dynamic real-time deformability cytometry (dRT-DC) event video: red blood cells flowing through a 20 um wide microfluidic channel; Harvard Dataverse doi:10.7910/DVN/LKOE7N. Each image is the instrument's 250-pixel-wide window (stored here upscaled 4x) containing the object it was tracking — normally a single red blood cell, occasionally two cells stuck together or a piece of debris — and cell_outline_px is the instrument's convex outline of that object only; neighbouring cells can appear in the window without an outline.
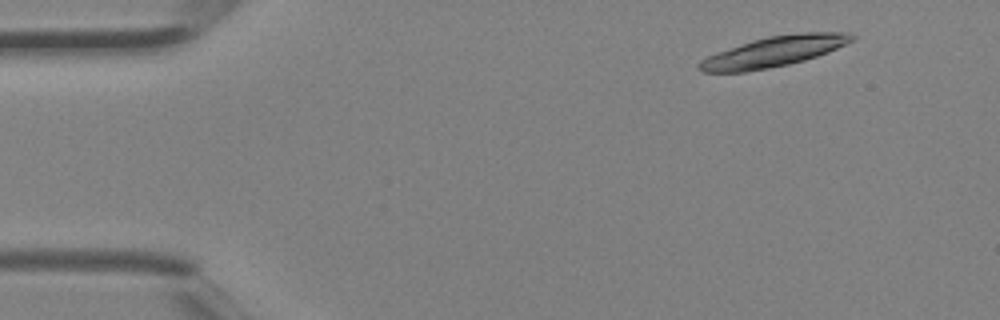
{"species": "Egyptian fruit bat (a non-hibernating species)", "species_latin": "Rousettus aegyptiacus", "temperature_condition": "room temperature", "stored_images_in_passage": 4, "segment_of_instrument_passage": [1, 2], "camera_frame_rate_fps": 3000, "um_per_image_px": 0.085, "animal": {"sex": "female"}, "frame": {"image": 1, "passage_image": 1, "time_ms": 0.0, "image_size_px": [1000, 320], "cell_outline_px": [[856, 40], [828, 52], [804, 60], [788, 64], [768, 68], [744, 72], [704, 72], [696, 68], [696, 64], [700, 60], [716, 52], [752, 40], [768, 36], [804, 32], [844, 32], [856, 36]], "centroid_in_image_um": [65.76, 4.38], "position_along_channel_um": 19.2, "area_um2": 27.05}}
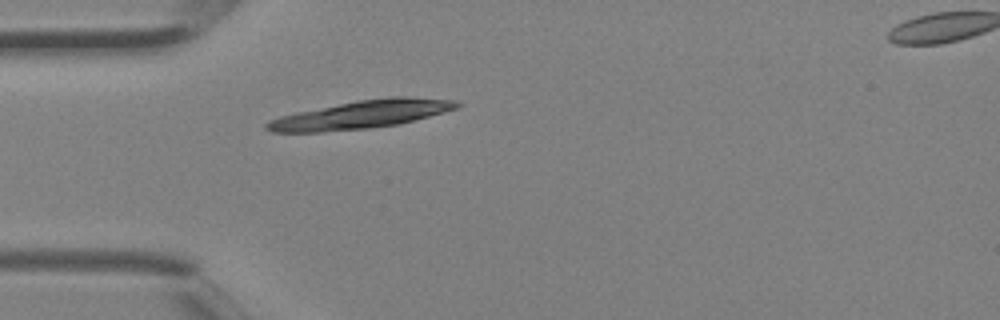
{"frame": {"image": 2, "passage_image": 3, "time_ms": 0.667, "image_size_px": [1000, 320], "cell_outline_px": [[464, 104], [456, 108], [444, 112], [400, 124], [368, 128], [320, 132], [272, 132], [264, 128], [264, 124], [268, 120], [280, 116], [296, 112], [360, 100], [388, 96], [408, 96], [456, 100]], "centroid_in_image_um": [30.72, 9.73], "position_along_channel_um": 54.3, "area_um2": 31.15}}